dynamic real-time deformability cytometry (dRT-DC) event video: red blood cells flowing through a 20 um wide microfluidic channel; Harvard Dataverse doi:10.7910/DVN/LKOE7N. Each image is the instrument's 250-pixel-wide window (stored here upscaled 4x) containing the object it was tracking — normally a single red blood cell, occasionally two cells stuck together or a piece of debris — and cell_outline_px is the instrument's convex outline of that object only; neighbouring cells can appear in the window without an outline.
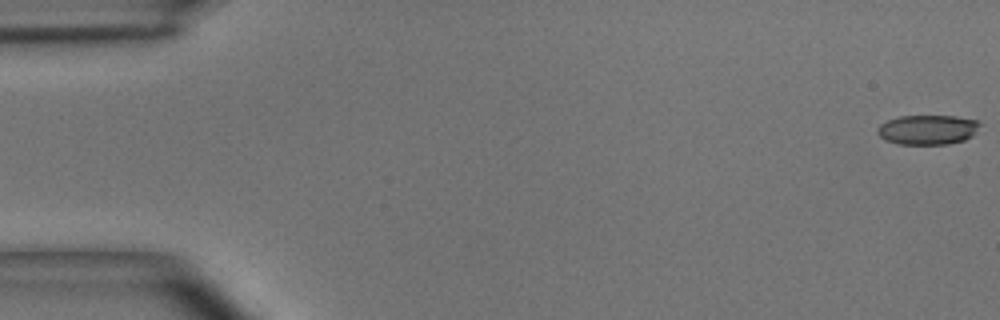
{"species": "common noctule bat (a hibernating species)", "species_latin": "Nyctalus noctula", "temperature_condition": "room temperature", "stored_images_in_passage": 50, "camera_frame_rate_fps": 3000, "um_per_image_px": 0.085, "animal": {"sex": "male", "body_mass_g": 15.6}, "frame": {"image": 1, "passage_image": 1, "time_ms": 0.0, "image_size_px": [1000, 320], "cell_outline_px": [[980, 124], [972, 136], [964, 140], [948, 144], [900, 144], [884, 140], [876, 132], [876, 128], [880, 124], [888, 120], [900, 116], [956, 116], [980, 120]], "centroid_in_image_um": [78.84, 11.02], "position_along_channel_um": 6.2, "area_um2": 17.8}}
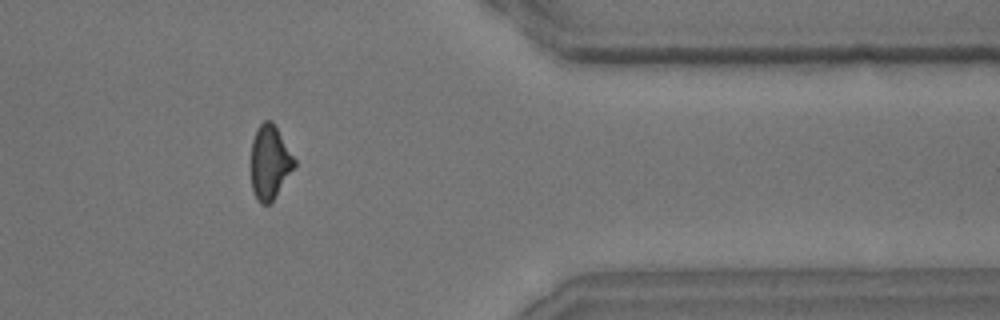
{"frame": {"image": 2, "passage_image": 42, "time_ms": 13.667, "image_size_px": [1000, 320], "cell_outline_px": [[296, 164], [272, 200], [268, 204], [260, 204], [256, 200], [252, 188], [252, 140], [256, 128], [264, 120], [272, 120], [296, 160]], "centroid_in_image_um": [22.92, 13.76], "position_along_channel_um": 388.5, "area_um2": 18.38}}
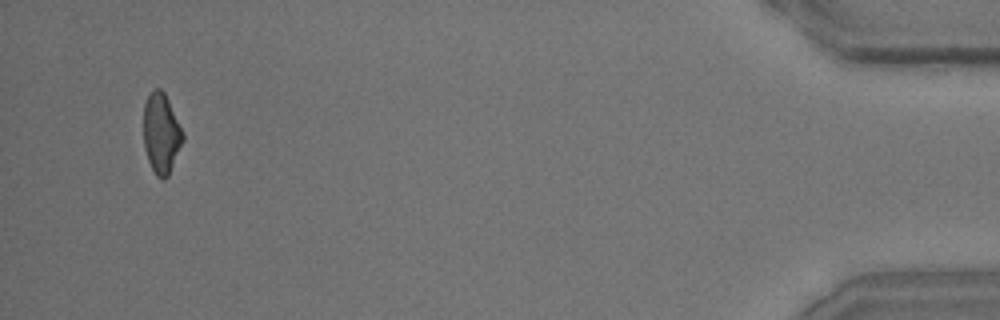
{"frame": {"image": 3, "passage_image": 49, "time_ms": 16.0, "image_size_px": [1000, 320], "cell_outline_px": [[184, 140], [168, 176], [164, 180], [156, 176], [148, 160], [144, 144], [144, 104], [152, 88], [160, 88], [164, 92], [184, 132]], "centroid_in_image_um": [13.72, 11.33], "position_along_channel_um": 421.5, "area_um2": 18.38}}